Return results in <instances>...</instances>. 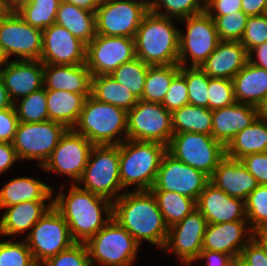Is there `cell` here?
Listing matches in <instances>:
<instances>
[{"instance_id":"1","label":"cell","mask_w":267,"mask_h":266,"mask_svg":"<svg viewBox=\"0 0 267 266\" xmlns=\"http://www.w3.org/2000/svg\"><path fill=\"white\" fill-rule=\"evenodd\" d=\"M112 218L140 245L142 240L164 248L169 227L150 190L123 193L113 202Z\"/></svg>"},{"instance_id":"2","label":"cell","mask_w":267,"mask_h":266,"mask_svg":"<svg viewBox=\"0 0 267 266\" xmlns=\"http://www.w3.org/2000/svg\"><path fill=\"white\" fill-rule=\"evenodd\" d=\"M67 197L61 191L52 200L53 207L64 217L73 240L86 243L112 218L113 202L72 184ZM106 218H102V214Z\"/></svg>"},{"instance_id":"3","label":"cell","mask_w":267,"mask_h":266,"mask_svg":"<svg viewBox=\"0 0 267 266\" xmlns=\"http://www.w3.org/2000/svg\"><path fill=\"white\" fill-rule=\"evenodd\" d=\"M173 18L149 11L134 36L136 57L150 66L178 64L179 34Z\"/></svg>"},{"instance_id":"4","label":"cell","mask_w":267,"mask_h":266,"mask_svg":"<svg viewBox=\"0 0 267 266\" xmlns=\"http://www.w3.org/2000/svg\"><path fill=\"white\" fill-rule=\"evenodd\" d=\"M167 146L158 142L125 139L119 144V174L123 188L135 184L136 190H150L156 179Z\"/></svg>"},{"instance_id":"5","label":"cell","mask_w":267,"mask_h":266,"mask_svg":"<svg viewBox=\"0 0 267 266\" xmlns=\"http://www.w3.org/2000/svg\"><path fill=\"white\" fill-rule=\"evenodd\" d=\"M127 121L126 110L99 102L90 95L86 97L79 119L72 129L93 145H119L125 140L115 136L124 133L123 130L127 132Z\"/></svg>"},{"instance_id":"6","label":"cell","mask_w":267,"mask_h":266,"mask_svg":"<svg viewBox=\"0 0 267 266\" xmlns=\"http://www.w3.org/2000/svg\"><path fill=\"white\" fill-rule=\"evenodd\" d=\"M79 182L84 183L82 189L111 202L118 199L122 194L117 193L123 189L119 174V145H94Z\"/></svg>"},{"instance_id":"7","label":"cell","mask_w":267,"mask_h":266,"mask_svg":"<svg viewBox=\"0 0 267 266\" xmlns=\"http://www.w3.org/2000/svg\"><path fill=\"white\" fill-rule=\"evenodd\" d=\"M175 159L203 172L209 178L226 157V149L212 135L203 133H175L167 146Z\"/></svg>"},{"instance_id":"8","label":"cell","mask_w":267,"mask_h":266,"mask_svg":"<svg viewBox=\"0 0 267 266\" xmlns=\"http://www.w3.org/2000/svg\"><path fill=\"white\" fill-rule=\"evenodd\" d=\"M85 244L91 266L95 261L104 266H131L139 247L133 236L113 218Z\"/></svg>"},{"instance_id":"9","label":"cell","mask_w":267,"mask_h":266,"mask_svg":"<svg viewBox=\"0 0 267 266\" xmlns=\"http://www.w3.org/2000/svg\"><path fill=\"white\" fill-rule=\"evenodd\" d=\"M149 11L148 0H101L95 13L96 34L134 38Z\"/></svg>"},{"instance_id":"10","label":"cell","mask_w":267,"mask_h":266,"mask_svg":"<svg viewBox=\"0 0 267 266\" xmlns=\"http://www.w3.org/2000/svg\"><path fill=\"white\" fill-rule=\"evenodd\" d=\"M173 134L171 112L161 103L138 100L128 111L124 139L158 142L168 146Z\"/></svg>"},{"instance_id":"11","label":"cell","mask_w":267,"mask_h":266,"mask_svg":"<svg viewBox=\"0 0 267 266\" xmlns=\"http://www.w3.org/2000/svg\"><path fill=\"white\" fill-rule=\"evenodd\" d=\"M25 241L38 266L76 243L64 217L53 206L31 228Z\"/></svg>"},{"instance_id":"12","label":"cell","mask_w":267,"mask_h":266,"mask_svg":"<svg viewBox=\"0 0 267 266\" xmlns=\"http://www.w3.org/2000/svg\"><path fill=\"white\" fill-rule=\"evenodd\" d=\"M67 128L55 121L19 122L12 142L19 160H39L43 166L58 145Z\"/></svg>"},{"instance_id":"13","label":"cell","mask_w":267,"mask_h":266,"mask_svg":"<svg viewBox=\"0 0 267 266\" xmlns=\"http://www.w3.org/2000/svg\"><path fill=\"white\" fill-rule=\"evenodd\" d=\"M182 20L187 22V32L179 34L178 65L185 66L190 55L191 66L200 67L220 41L214 20L206 11Z\"/></svg>"},{"instance_id":"14","label":"cell","mask_w":267,"mask_h":266,"mask_svg":"<svg viewBox=\"0 0 267 266\" xmlns=\"http://www.w3.org/2000/svg\"><path fill=\"white\" fill-rule=\"evenodd\" d=\"M210 178L203 172L175 159L166 152L160 162L150 191H169L182 194L196 202Z\"/></svg>"},{"instance_id":"15","label":"cell","mask_w":267,"mask_h":266,"mask_svg":"<svg viewBox=\"0 0 267 266\" xmlns=\"http://www.w3.org/2000/svg\"><path fill=\"white\" fill-rule=\"evenodd\" d=\"M134 58V38L96 34L86 45V66L91 76L110 75L120 65Z\"/></svg>"},{"instance_id":"16","label":"cell","mask_w":267,"mask_h":266,"mask_svg":"<svg viewBox=\"0 0 267 266\" xmlns=\"http://www.w3.org/2000/svg\"><path fill=\"white\" fill-rule=\"evenodd\" d=\"M93 146L83 135L73 129H67L42 168L46 171L66 174L78 183Z\"/></svg>"},{"instance_id":"17","label":"cell","mask_w":267,"mask_h":266,"mask_svg":"<svg viewBox=\"0 0 267 266\" xmlns=\"http://www.w3.org/2000/svg\"><path fill=\"white\" fill-rule=\"evenodd\" d=\"M0 42L8 59L17 54L20 60H40L42 30L26 23L16 11L0 21Z\"/></svg>"},{"instance_id":"18","label":"cell","mask_w":267,"mask_h":266,"mask_svg":"<svg viewBox=\"0 0 267 266\" xmlns=\"http://www.w3.org/2000/svg\"><path fill=\"white\" fill-rule=\"evenodd\" d=\"M43 64L79 65L86 63V44L66 28L54 23L42 30Z\"/></svg>"},{"instance_id":"19","label":"cell","mask_w":267,"mask_h":266,"mask_svg":"<svg viewBox=\"0 0 267 266\" xmlns=\"http://www.w3.org/2000/svg\"><path fill=\"white\" fill-rule=\"evenodd\" d=\"M207 224L206 218L196 208L182 221L169 227L163 250L172 248L184 264H191L202 250Z\"/></svg>"},{"instance_id":"20","label":"cell","mask_w":267,"mask_h":266,"mask_svg":"<svg viewBox=\"0 0 267 266\" xmlns=\"http://www.w3.org/2000/svg\"><path fill=\"white\" fill-rule=\"evenodd\" d=\"M196 205L206 218L207 223L221 224L247 221L245 200L227 195L210 181L199 195Z\"/></svg>"},{"instance_id":"21","label":"cell","mask_w":267,"mask_h":266,"mask_svg":"<svg viewBox=\"0 0 267 266\" xmlns=\"http://www.w3.org/2000/svg\"><path fill=\"white\" fill-rule=\"evenodd\" d=\"M0 69L9 97H25L44 87V64L40 60H19Z\"/></svg>"},{"instance_id":"22","label":"cell","mask_w":267,"mask_h":266,"mask_svg":"<svg viewBox=\"0 0 267 266\" xmlns=\"http://www.w3.org/2000/svg\"><path fill=\"white\" fill-rule=\"evenodd\" d=\"M249 61V52L240 41H219L200 68L210 77L232 80Z\"/></svg>"},{"instance_id":"23","label":"cell","mask_w":267,"mask_h":266,"mask_svg":"<svg viewBox=\"0 0 267 266\" xmlns=\"http://www.w3.org/2000/svg\"><path fill=\"white\" fill-rule=\"evenodd\" d=\"M246 223L248 222L208 223L205 229L202 250L223 252L232 258H239L241 250L253 238L252 229H245ZM247 230H251V235L246 234ZM244 234L248 235L245 240H243Z\"/></svg>"},{"instance_id":"24","label":"cell","mask_w":267,"mask_h":266,"mask_svg":"<svg viewBox=\"0 0 267 266\" xmlns=\"http://www.w3.org/2000/svg\"><path fill=\"white\" fill-rule=\"evenodd\" d=\"M258 118L257 108L235 102L233 105L212 110V136L225 147L234 136L253 124Z\"/></svg>"},{"instance_id":"25","label":"cell","mask_w":267,"mask_h":266,"mask_svg":"<svg viewBox=\"0 0 267 266\" xmlns=\"http://www.w3.org/2000/svg\"><path fill=\"white\" fill-rule=\"evenodd\" d=\"M210 182L227 195L246 200L258 186L256 178L240 160L225 157L210 177Z\"/></svg>"},{"instance_id":"26","label":"cell","mask_w":267,"mask_h":266,"mask_svg":"<svg viewBox=\"0 0 267 266\" xmlns=\"http://www.w3.org/2000/svg\"><path fill=\"white\" fill-rule=\"evenodd\" d=\"M44 88L91 95V73L86 63L79 65L44 64Z\"/></svg>"},{"instance_id":"27","label":"cell","mask_w":267,"mask_h":266,"mask_svg":"<svg viewBox=\"0 0 267 266\" xmlns=\"http://www.w3.org/2000/svg\"><path fill=\"white\" fill-rule=\"evenodd\" d=\"M53 206L45 201H28L14 206L5 207L7 210L0 220V234L11 236L31 229Z\"/></svg>"},{"instance_id":"28","label":"cell","mask_w":267,"mask_h":266,"mask_svg":"<svg viewBox=\"0 0 267 266\" xmlns=\"http://www.w3.org/2000/svg\"><path fill=\"white\" fill-rule=\"evenodd\" d=\"M236 102L257 107L267 95V70L248 63L232 79Z\"/></svg>"},{"instance_id":"29","label":"cell","mask_w":267,"mask_h":266,"mask_svg":"<svg viewBox=\"0 0 267 266\" xmlns=\"http://www.w3.org/2000/svg\"><path fill=\"white\" fill-rule=\"evenodd\" d=\"M52 196V187L31 177L11 179L0 190V209L28 201H46Z\"/></svg>"},{"instance_id":"30","label":"cell","mask_w":267,"mask_h":266,"mask_svg":"<svg viewBox=\"0 0 267 266\" xmlns=\"http://www.w3.org/2000/svg\"><path fill=\"white\" fill-rule=\"evenodd\" d=\"M48 120L72 129L80 116L86 97L63 90H46Z\"/></svg>"},{"instance_id":"31","label":"cell","mask_w":267,"mask_h":266,"mask_svg":"<svg viewBox=\"0 0 267 266\" xmlns=\"http://www.w3.org/2000/svg\"><path fill=\"white\" fill-rule=\"evenodd\" d=\"M226 157L240 160L246 155L267 152V121L259 118L238 132L225 147Z\"/></svg>"},{"instance_id":"32","label":"cell","mask_w":267,"mask_h":266,"mask_svg":"<svg viewBox=\"0 0 267 266\" xmlns=\"http://www.w3.org/2000/svg\"><path fill=\"white\" fill-rule=\"evenodd\" d=\"M55 23L66 28L86 45L96 36L95 13L81 9L73 4L60 3Z\"/></svg>"},{"instance_id":"33","label":"cell","mask_w":267,"mask_h":266,"mask_svg":"<svg viewBox=\"0 0 267 266\" xmlns=\"http://www.w3.org/2000/svg\"><path fill=\"white\" fill-rule=\"evenodd\" d=\"M91 96L99 102L114 105L127 112L131 110L139 100L110 75L91 76Z\"/></svg>"},{"instance_id":"34","label":"cell","mask_w":267,"mask_h":266,"mask_svg":"<svg viewBox=\"0 0 267 266\" xmlns=\"http://www.w3.org/2000/svg\"><path fill=\"white\" fill-rule=\"evenodd\" d=\"M173 133H203L212 135V110L187 104L171 113Z\"/></svg>"},{"instance_id":"35","label":"cell","mask_w":267,"mask_h":266,"mask_svg":"<svg viewBox=\"0 0 267 266\" xmlns=\"http://www.w3.org/2000/svg\"><path fill=\"white\" fill-rule=\"evenodd\" d=\"M179 72L178 64L149 66L140 100L162 103L172 79Z\"/></svg>"},{"instance_id":"36","label":"cell","mask_w":267,"mask_h":266,"mask_svg":"<svg viewBox=\"0 0 267 266\" xmlns=\"http://www.w3.org/2000/svg\"><path fill=\"white\" fill-rule=\"evenodd\" d=\"M168 227L182 221L197 208L196 201L169 191H151Z\"/></svg>"},{"instance_id":"37","label":"cell","mask_w":267,"mask_h":266,"mask_svg":"<svg viewBox=\"0 0 267 266\" xmlns=\"http://www.w3.org/2000/svg\"><path fill=\"white\" fill-rule=\"evenodd\" d=\"M60 0H31L15 11L29 25L41 30L53 25Z\"/></svg>"},{"instance_id":"38","label":"cell","mask_w":267,"mask_h":266,"mask_svg":"<svg viewBox=\"0 0 267 266\" xmlns=\"http://www.w3.org/2000/svg\"><path fill=\"white\" fill-rule=\"evenodd\" d=\"M149 66L136 57L120 65L110 76L140 100Z\"/></svg>"},{"instance_id":"39","label":"cell","mask_w":267,"mask_h":266,"mask_svg":"<svg viewBox=\"0 0 267 266\" xmlns=\"http://www.w3.org/2000/svg\"><path fill=\"white\" fill-rule=\"evenodd\" d=\"M14 103L19 122L33 123L48 120L46 89L43 87L22 98L17 109Z\"/></svg>"},{"instance_id":"40","label":"cell","mask_w":267,"mask_h":266,"mask_svg":"<svg viewBox=\"0 0 267 266\" xmlns=\"http://www.w3.org/2000/svg\"><path fill=\"white\" fill-rule=\"evenodd\" d=\"M180 66L188 88L189 104L208 108L209 76L197 66Z\"/></svg>"},{"instance_id":"41","label":"cell","mask_w":267,"mask_h":266,"mask_svg":"<svg viewBox=\"0 0 267 266\" xmlns=\"http://www.w3.org/2000/svg\"><path fill=\"white\" fill-rule=\"evenodd\" d=\"M201 0H154L149 1L150 11L164 17L185 19L205 11V1ZM162 5V6H161ZM164 6L166 12H161Z\"/></svg>"},{"instance_id":"42","label":"cell","mask_w":267,"mask_h":266,"mask_svg":"<svg viewBox=\"0 0 267 266\" xmlns=\"http://www.w3.org/2000/svg\"><path fill=\"white\" fill-rule=\"evenodd\" d=\"M247 221L252 231L267 227V185H259L245 200Z\"/></svg>"},{"instance_id":"43","label":"cell","mask_w":267,"mask_h":266,"mask_svg":"<svg viewBox=\"0 0 267 266\" xmlns=\"http://www.w3.org/2000/svg\"><path fill=\"white\" fill-rule=\"evenodd\" d=\"M210 17L214 20L220 41H240L244 35L249 16L243 11H237L225 16Z\"/></svg>"},{"instance_id":"44","label":"cell","mask_w":267,"mask_h":266,"mask_svg":"<svg viewBox=\"0 0 267 266\" xmlns=\"http://www.w3.org/2000/svg\"><path fill=\"white\" fill-rule=\"evenodd\" d=\"M0 266H38L24 242H0Z\"/></svg>"},{"instance_id":"45","label":"cell","mask_w":267,"mask_h":266,"mask_svg":"<svg viewBox=\"0 0 267 266\" xmlns=\"http://www.w3.org/2000/svg\"><path fill=\"white\" fill-rule=\"evenodd\" d=\"M208 96L209 110L233 105L236 100L232 80L209 77Z\"/></svg>"},{"instance_id":"46","label":"cell","mask_w":267,"mask_h":266,"mask_svg":"<svg viewBox=\"0 0 267 266\" xmlns=\"http://www.w3.org/2000/svg\"><path fill=\"white\" fill-rule=\"evenodd\" d=\"M42 264L40 266H91L86 244L77 242Z\"/></svg>"},{"instance_id":"47","label":"cell","mask_w":267,"mask_h":266,"mask_svg":"<svg viewBox=\"0 0 267 266\" xmlns=\"http://www.w3.org/2000/svg\"><path fill=\"white\" fill-rule=\"evenodd\" d=\"M240 42L248 52L255 46L267 42V13L247 18L245 32Z\"/></svg>"},{"instance_id":"48","label":"cell","mask_w":267,"mask_h":266,"mask_svg":"<svg viewBox=\"0 0 267 266\" xmlns=\"http://www.w3.org/2000/svg\"><path fill=\"white\" fill-rule=\"evenodd\" d=\"M189 104L188 88L185 76L179 72L171 81L161 105L171 113Z\"/></svg>"},{"instance_id":"49","label":"cell","mask_w":267,"mask_h":266,"mask_svg":"<svg viewBox=\"0 0 267 266\" xmlns=\"http://www.w3.org/2000/svg\"><path fill=\"white\" fill-rule=\"evenodd\" d=\"M240 266H267V253L262 245L253 237L241 250Z\"/></svg>"},{"instance_id":"50","label":"cell","mask_w":267,"mask_h":266,"mask_svg":"<svg viewBox=\"0 0 267 266\" xmlns=\"http://www.w3.org/2000/svg\"><path fill=\"white\" fill-rule=\"evenodd\" d=\"M259 185H267V152L249 154L240 159Z\"/></svg>"},{"instance_id":"51","label":"cell","mask_w":267,"mask_h":266,"mask_svg":"<svg viewBox=\"0 0 267 266\" xmlns=\"http://www.w3.org/2000/svg\"><path fill=\"white\" fill-rule=\"evenodd\" d=\"M19 123L14 105L0 110V142L12 143Z\"/></svg>"},{"instance_id":"52","label":"cell","mask_w":267,"mask_h":266,"mask_svg":"<svg viewBox=\"0 0 267 266\" xmlns=\"http://www.w3.org/2000/svg\"><path fill=\"white\" fill-rule=\"evenodd\" d=\"M212 10L216 11L215 15ZM205 11L209 16H225L242 11V0H206Z\"/></svg>"},{"instance_id":"53","label":"cell","mask_w":267,"mask_h":266,"mask_svg":"<svg viewBox=\"0 0 267 266\" xmlns=\"http://www.w3.org/2000/svg\"><path fill=\"white\" fill-rule=\"evenodd\" d=\"M17 159L19 160L13 144L0 142V174L10 168Z\"/></svg>"},{"instance_id":"54","label":"cell","mask_w":267,"mask_h":266,"mask_svg":"<svg viewBox=\"0 0 267 266\" xmlns=\"http://www.w3.org/2000/svg\"><path fill=\"white\" fill-rule=\"evenodd\" d=\"M232 257L223 252L210 251V250H201L199 259H206L207 266H222L225 265ZM206 266V265H203Z\"/></svg>"},{"instance_id":"55","label":"cell","mask_w":267,"mask_h":266,"mask_svg":"<svg viewBox=\"0 0 267 266\" xmlns=\"http://www.w3.org/2000/svg\"><path fill=\"white\" fill-rule=\"evenodd\" d=\"M242 11L250 16L267 13V0H242Z\"/></svg>"},{"instance_id":"56","label":"cell","mask_w":267,"mask_h":266,"mask_svg":"<svg viewBox=\"0 0 267 266\" xmlns=\"http://www.w3.org/2000/svg\"><path fill=\"white\" fill-rule=\"evenodd\" d=\"M253 52L256 53L258 61H254L252 58ZM249 62L267 70V42L257 45L249 51Z\"/></svg>"},{"instance_id":"57","label":"cell","mask_w":267,"mask_h":266,"mask_svg":"<svg viewBox=\"0 0 267 266\" xmlns=\"http://www.w3.org/2000/svg\"><path fill=\"white\" fill-rule=\"evenodd\" d=\"M61 2L73 4L81 9L87 10L89 12L96 13L101 0H60Z\"/></svg>"},{"instance_id":"58","label":"cell","mask_w":267,"mask_h":266,"mask_svg":"<svg viewBox=\"0 0 267 266\" xmlns=\"http://www.w3.org/2000/svg\"><path fill=\"white\" fill-rule=\"evenodd\" d=\"M14 105L5 87V82L0 74V110L11 108Z\"/></svg>"},{"instance_id":"59","label":"cell","mask_w":267,"mask_h":266,"mask_svg":"<svg viewBox=\"0 0 267 266\" xmlns=\"http://www.w3.org/2000/svg\"><path fill=\"white\" fill-rule=\"evenodd\" d=\"M14 11L9 0H0V21L8 18Z\"/></svg>"},{"instance_id":"60","label":"cell","mask_w":267,"mask_h":266,"mask_svg":"<svg viewBox=\"0 0 267 266\" xmlns=\"http://www.w3.org/2000/svg\"><path fill=\"white\" fill-rule=\"evenodd\" d=\"M253 237L262 245L267 253V227L258 229L253 232Z\"/></svg>"},{"instance_id":"61","label":"cell","mask_w":267,"mask_h":266,"mask_svg":"<svg viewBox=\"0 0 267 266\" xmlns=\"http://www.w3.org/2000/svg\"><path fill=\"white\" fill-rule=\"evenodd\" d=\"M256 108L258 118L267 121V95L262 99Z\"/></svg>"},{"instance_id":"62","label":"cell","mask_w":267,"mask_h":266,"mask_svg":"<svg viewBox=\"0 0 267 266\" xmlns=\"http://www.w3.org/2000/svg\"><path fill=\"white\" fill-rule=\"evenodd\" d=\"M31 0H9V3L11 7L16 10L18 9L21 5L30 2Z\"/></svg>"},{"instance_id":"63","label":"cell","mask_w":267,"mask_h":266,"mask_svg":"<svg viewBox=\"0 0 267 266\" xmlns=\"http://www.w3.org/2000/svg\"><path fill=\"white\" fill-rule=\"evenodd\" d=\"M7 61H8V57L6 56L5 51H4L2 44L0 42V67L2 64L5 65V63H7Z\"/></svg>"},{"instance_id":"64","label":"cell","mask_w":267,"mask_h":266,"mask_svg":"<svg viewBox=\"0 0 267 266\" xmlns=\"http://www.w3.org/2000/svg\"><path fill=\"white\" fill-rule=\"evenodd\" d=\"M222 266H240L239 258H231L225 265Z\"/></svg>"}]
</instances>
